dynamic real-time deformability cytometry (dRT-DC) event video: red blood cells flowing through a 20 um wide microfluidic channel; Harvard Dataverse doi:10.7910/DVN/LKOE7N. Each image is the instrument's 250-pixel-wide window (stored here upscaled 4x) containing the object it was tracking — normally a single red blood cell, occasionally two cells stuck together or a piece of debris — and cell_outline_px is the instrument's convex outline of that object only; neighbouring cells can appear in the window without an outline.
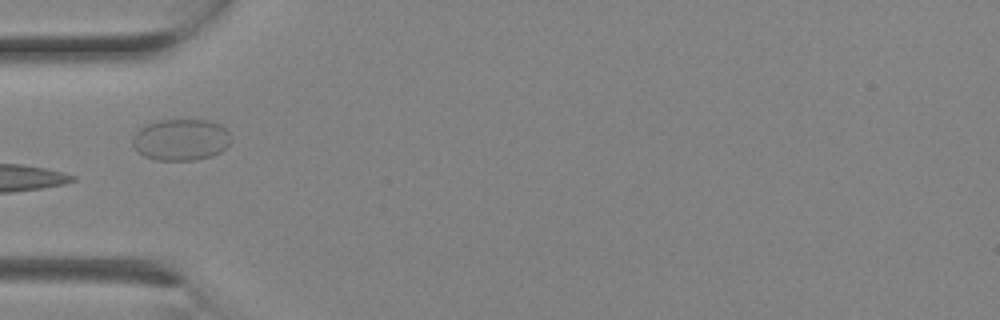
{"species": "Egyptian fruit bat (a non-hibernating species)", "species_latin": "Rousettus aegyptiacus", "temperature_condition": "room temperature", "stored_images_in_passage": 2, "camera_frame_rate_fps": 3000, "um_per_image_px": 0.085, "animal": {"sex": "female"}, "frame": {"image": 1, "passage_image": 2, "time_ms": 0.333, "image_size_px": [1000, 320], "cell_outline_px": [[232, 140], [220, 152], [212, 156], [196, 160], [156, 160], [144, 156], [132, 144], [132, 136], [144, 124], [160, 120], [208, 120], [220, 124], [228, 132]], "centroid_in_image_um": [15.37, 11.87], "position_along_channel_um": 69.6, "area_um2": 23.87}}